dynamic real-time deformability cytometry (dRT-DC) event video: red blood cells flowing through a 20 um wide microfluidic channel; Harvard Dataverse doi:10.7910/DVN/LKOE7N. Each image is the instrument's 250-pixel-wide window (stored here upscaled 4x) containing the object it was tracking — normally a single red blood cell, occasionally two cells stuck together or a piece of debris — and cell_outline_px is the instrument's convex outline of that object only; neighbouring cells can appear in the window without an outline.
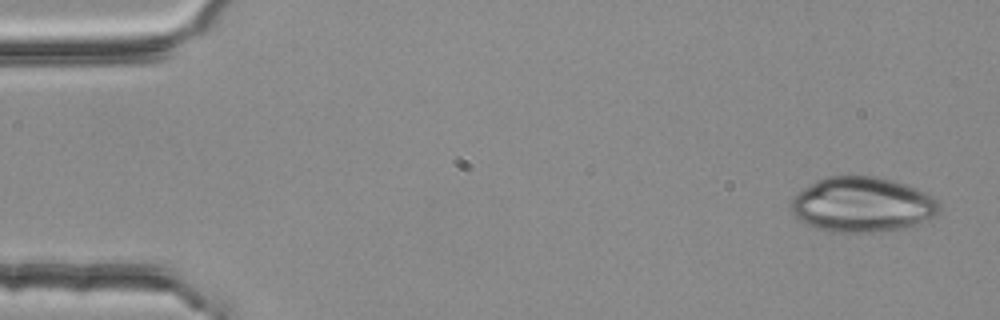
{"species": "common noctule bat (a hibernating species)", "species_latin": "Nyctalus noctula", "temperature_condition": "room temperature", "stored_images_in_passage": 5, "camera_frame_rate_fps": 3000, "um_per_image_px": 0.085, "animal": {"sex": "female", "body_mass_g": 25.1}, "frame": {"image": 1, "passage_image": 1, "time_ms": 0.0, "image_size_px": [1000, 320], "cell_outline_px": [[940, 212], [936, 216], [916, 224], [900, 228], [876, 232], [832, 232], [816, 228], [800, 220], [788, 208], [788, 204], [804, 188], [816, 180], [828, 176], [876, 176], [892, 180], [916, 188], [932, 196], [940, 204]], "centroid_in_image_um": [73.29, 17.39], "position_along_channel_um": 11.7, "area_um2": 47.45}}